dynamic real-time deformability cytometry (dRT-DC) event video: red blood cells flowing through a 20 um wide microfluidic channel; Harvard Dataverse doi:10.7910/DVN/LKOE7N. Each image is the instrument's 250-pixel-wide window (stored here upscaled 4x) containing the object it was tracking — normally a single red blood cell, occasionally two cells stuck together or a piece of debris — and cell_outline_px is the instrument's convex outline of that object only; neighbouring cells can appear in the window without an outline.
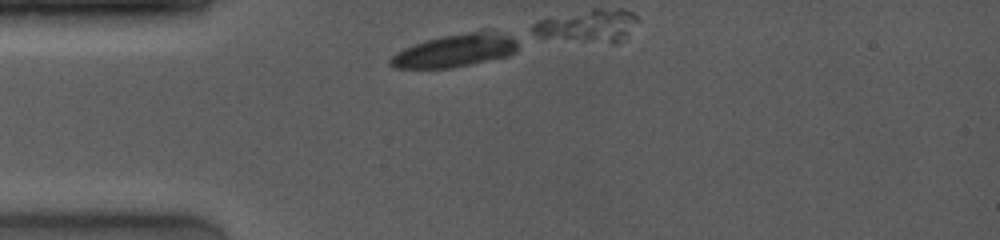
{"species": "common noctule bat (a hibernating species)", "species_latin": "Nyctalus noctula", "temperature_condition": "room temperature", "stored_images_in_passage": 26, "segment_of_instrument_passage": [1, 2], "camera_frame_rate_fps": 4000, "um_per_image_px": 0.085, "animal": {"sex": "female", "body_mass_g": 19.0, "forearm_length_mm": 53.3}, "frame": {"image": 1, "passage_image": 1, "time_ms": 0.0, "image_size_px": [1000, 240], "cell_outline_px": [[516, 52], [508, 56], [452, 68], [396, 68], [388, 64], [388, 60], [396, 52], [404, 48], [428, 40], [444, 36], [484, 28], [488, 28], [504, 32], [512, 36], [516, 40]], "centroid_in_image_um": [38.76, 4.27], "position_along_channel_um": 46.2, "area_um2": 24.8}}